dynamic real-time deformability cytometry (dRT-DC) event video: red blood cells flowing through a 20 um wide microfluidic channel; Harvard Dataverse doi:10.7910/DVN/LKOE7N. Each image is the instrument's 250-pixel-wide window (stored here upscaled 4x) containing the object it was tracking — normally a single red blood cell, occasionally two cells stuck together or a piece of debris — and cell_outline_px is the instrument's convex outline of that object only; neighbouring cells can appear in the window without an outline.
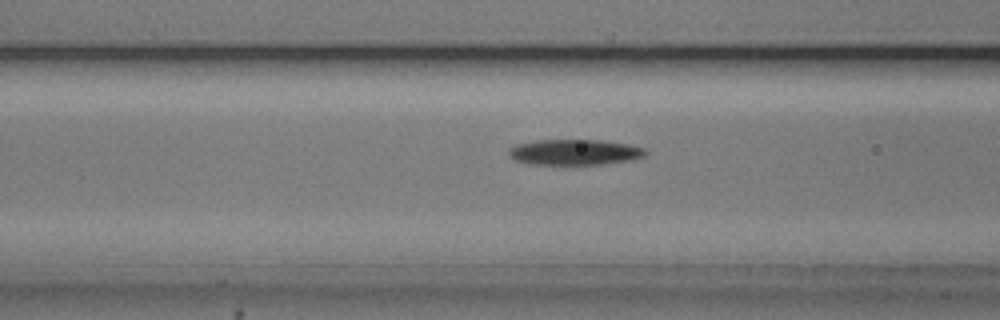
{"species": "common noctule bat (a hibernating species)", "species_latin": "Nyctalus noctula", "temperature_condition": "cold", "stored_images_in_passage": 54, "camera_frame_rate_fps": 3000, "um_per_image_px": 0.085, "animal": {"sex": "male", "body_mass_g": 20.5, "forearm_length_mm": 52.5}, "frame": {"image": 1, "passage_image": 21, "time_ms": 6.667, "image_size_px": [1000, 320], "cell_outline_px": [[648, 152], [644, 156], [632, 160], [604, 164], [528, 164], [516, 160], [508, 156], [508, 152], [516, 144], [536, 140], [600, 140], [628, 144], [644, 148]], "centroid_in_image_um": [48.85, 12.93], "position_along_channel_um": 117.7, "area_um2": 20.4}}
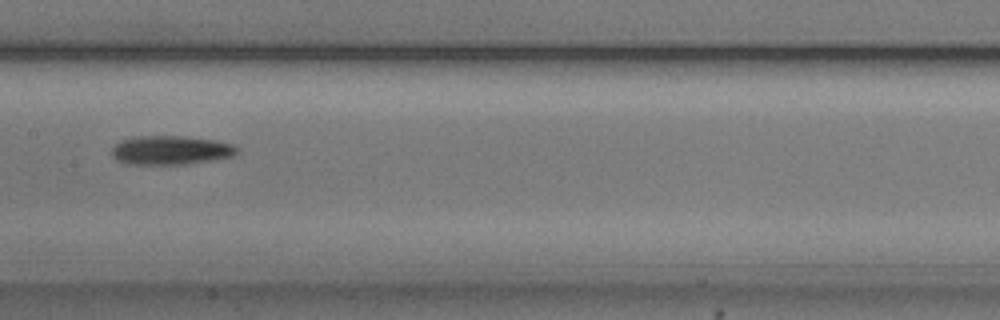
{"frame": {"image": 2, "passage_image": 27, "time_ms": 8.667, "image_size_px": [1000, 320], "cell_outline_px": [[240, 152], [232, 156], [212, 160], [188, 164], [124, 164], [116, 160], [112, 156], [112, 148], [120, 140], [136, 136], [180, 136], [216, 140], [232, 144], [240, 148]], "centroid_in_image_um": [14.52, 12.77], "position_along_channel_um": 192.9, "area_um2": 21.33}}
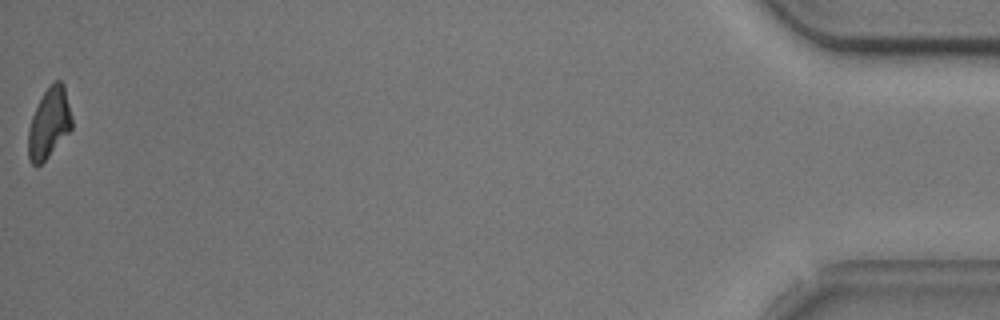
{"frame": {"image": 3, "passage_image": 54, "time_ms": 17.667, "image_size_px": [1000, 320], "cell_outline_px": [[72, 128], [48, 156], [40, 164], [32, 164], [28, 160], [28, 128], [32, 116], [44, 92], [56, 80], [60, 80], [64, 84], [72, 116]], "centroid_in_image_um": [4.17, 10.46], "position_along_channel_um": 431.0, "area_um2": 17.57}, "authors_computed_cell_mechanics": {"area_um2": 19.941, "velocity_mm_per_s": 3.7332, "shape_relaxation_time_tau1_ms": 4.558, "shape_relaxation_time_tau2_ms": 7.0737, "deformation_change_tau1": 0.1498, "deformation_change_tau2": 0.1877}}